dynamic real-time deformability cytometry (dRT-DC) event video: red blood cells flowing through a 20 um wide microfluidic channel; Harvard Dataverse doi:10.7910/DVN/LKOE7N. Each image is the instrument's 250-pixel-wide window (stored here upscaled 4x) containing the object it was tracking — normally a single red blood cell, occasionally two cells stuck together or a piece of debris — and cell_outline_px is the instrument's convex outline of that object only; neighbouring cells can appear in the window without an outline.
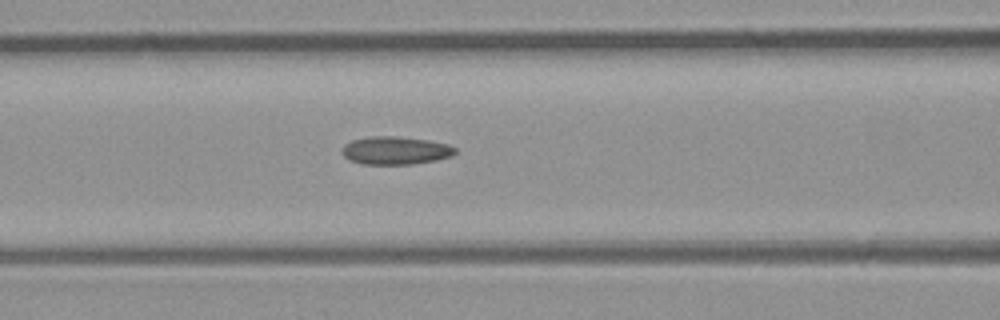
{"species": "common noctule bat (a hibernating species)", "species_latin": "Nyctalus noctula", "temperature_condition": "room temperature", "stored_images_in_passage": 4, "camera_frame_rate_fps": 3000, "um_per_image_px": 0.085, "animal": {"sex": "male", "body_mass_g": 23.1, "forearm_length_mm": 52.7}, "frame": {"image": 1, "passage_image": 4, "time_ms": 4.333, "image_size_px": [1000, 320], "cell_outline_px": [[456, 152], [452, 156], [436, 160], [412, 164], [364, 164], [352, 160], [344, 156], [340, 152], [340, 148], [344, 144], [352, 140], [368, 136], [396, 136], [428, 140], [448, 144], [456, 148]], "centroid_in_image_um": [33.6, 12.78], "position_along_channel_um": 133.0, "area_um2": 18.55}}